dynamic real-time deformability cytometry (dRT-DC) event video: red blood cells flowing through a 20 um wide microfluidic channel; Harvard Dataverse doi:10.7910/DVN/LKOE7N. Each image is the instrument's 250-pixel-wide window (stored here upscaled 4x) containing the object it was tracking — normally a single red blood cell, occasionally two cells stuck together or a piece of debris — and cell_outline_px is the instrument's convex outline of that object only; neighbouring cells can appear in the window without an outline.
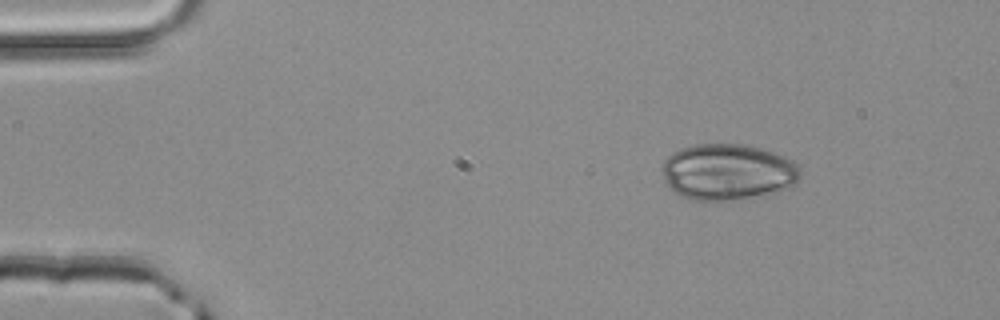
{"species": "common noctule bat (a hibernating species)", "species_latin": "Nyctalus noctula", "temperature_condition": "room temperature", "stored_images_in_passage": 3, "camera_frame_rate_fps": 3000, "um_per_image_px": 0.085, "animal": {"sex": "male", "body_mass_g": 20.4}, "frame": {"image": 1, "passage_image": 1, "time_ms": 0.0, "image_size_px": [1000, 320], "cell_outline_px": [[800, 180], [796, 184], [788, 188], [772, 192], [732, 200], [696, 200], [684, 196], [676, 192], [664, 180], [660, 168], [664, 160], [672, 152], [680, 148], [696, 144], [740, 144], [760, 148], [784, 156], [792, 160], [800, 168]], "centroid_in_image_um": [61.85, 14.59], "position_along_channel_um": 23.2, "area_um2": 45.03}}